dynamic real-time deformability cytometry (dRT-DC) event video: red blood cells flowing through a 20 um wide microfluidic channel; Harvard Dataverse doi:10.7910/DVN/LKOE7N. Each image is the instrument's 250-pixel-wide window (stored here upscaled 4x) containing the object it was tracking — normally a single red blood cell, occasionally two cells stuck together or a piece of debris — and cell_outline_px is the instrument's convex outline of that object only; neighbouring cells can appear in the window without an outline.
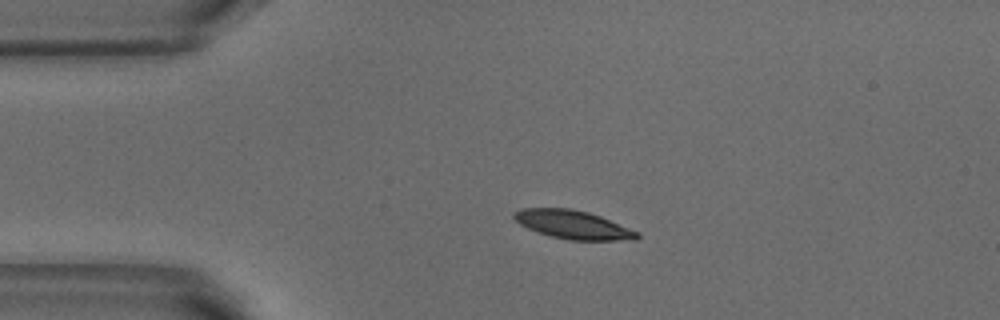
{"species": "common noctule bat (a hibernating species)", "species_latin": "Nyctalus noctula", "temperature_condition": "warm", "stored_images_in_passage": 2, "camera_frame_rate_fps": 3000, "um_per_image_px": 0.085, "animal": {"sex": "male", "body_mass_g": 18.8}, "frame": {"image": 1, "passage_image": 1, "time_ms": 0.0, "image_size_px": [1000, 320], "cell_outline_px": [[640, 236], [636, 240], [568, 240], [552, 236], [528, 228], [520, 224], [512, 216], [512, 212], [520, 208], [572, 208], [588, 212], [600, 216], [640, 232]], "centroid_in_image_um": [48.72, 19.09], "position_along_channel_um": 36.3, "area_um2": 20.46}}